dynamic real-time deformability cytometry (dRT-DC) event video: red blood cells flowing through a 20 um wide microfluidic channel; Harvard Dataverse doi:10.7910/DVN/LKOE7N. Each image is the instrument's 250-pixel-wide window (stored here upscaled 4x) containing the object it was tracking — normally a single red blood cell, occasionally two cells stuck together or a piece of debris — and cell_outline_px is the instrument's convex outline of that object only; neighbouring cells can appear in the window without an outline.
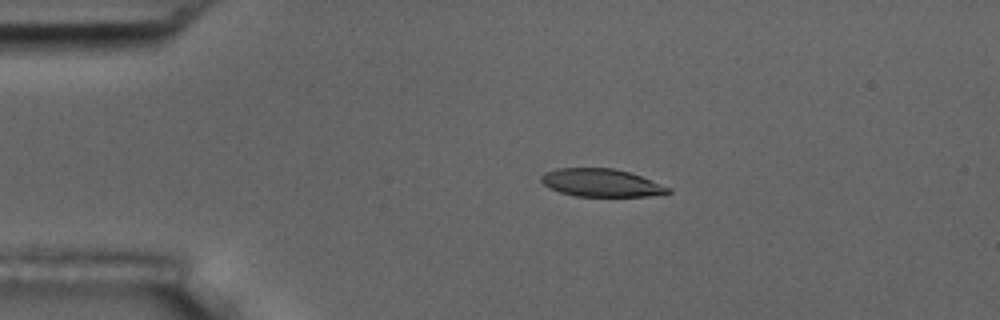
{"species": "common noctule bat (a hibernating species)", "species_latin": "Nyctalus noctula", "temperature_condition": "room temperature", "stored_images_in_passage": 5, "camera_frame_rate_fps": 3000, "um_per_image_px": 0.085, "animal": {"sex": "male", "body_mass_g": 17.5, "forearm_length_mm": 52.3}, "frame": {"image": 1, "passage_image": 3, "time_ms": 2.333, "image_size_px": [1000, 320], "cell_outline_px": [[672, 192], [648, 196], [576, 196], [560, 192], [544, 184], [540, 180], [540, 176], [544, 172], [556, 168], [612, 168], [628, 172], [640, 176], [672, 188]], "centroid_in_image_um": [51.09, 15.53], "position_along_channel_um": 33.9, "area_um2": 20.46}}
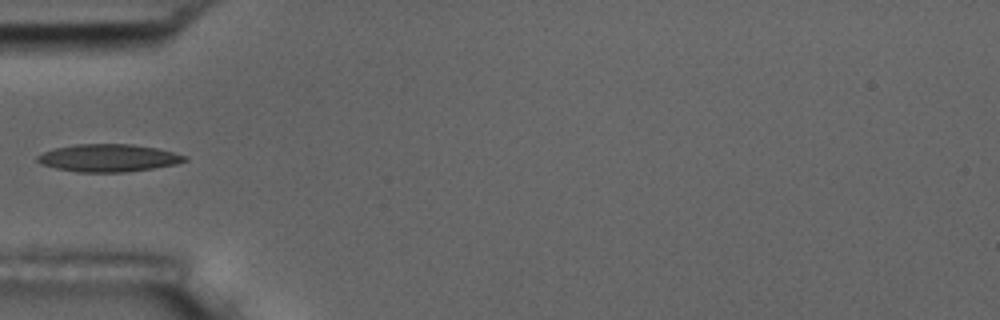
{"frame": {"image": 2, "passage_image": 5, "time_ms": 4.667, "image_size_px": [1000, 320], "cell_outline_px": [[188, 160], [176, 164], [152, 168], [124, 172], [76, 172], [56, 168], [40, 164], [36, 160], [36, 156], [44, 152], [56, 148], [76, 144], [132, 144], [156, 148], [188, 156]], "centroid_in_image_um": [9.2, 13.43], "position_along_channel_um": 75.8, "area_um2": 23.58}}